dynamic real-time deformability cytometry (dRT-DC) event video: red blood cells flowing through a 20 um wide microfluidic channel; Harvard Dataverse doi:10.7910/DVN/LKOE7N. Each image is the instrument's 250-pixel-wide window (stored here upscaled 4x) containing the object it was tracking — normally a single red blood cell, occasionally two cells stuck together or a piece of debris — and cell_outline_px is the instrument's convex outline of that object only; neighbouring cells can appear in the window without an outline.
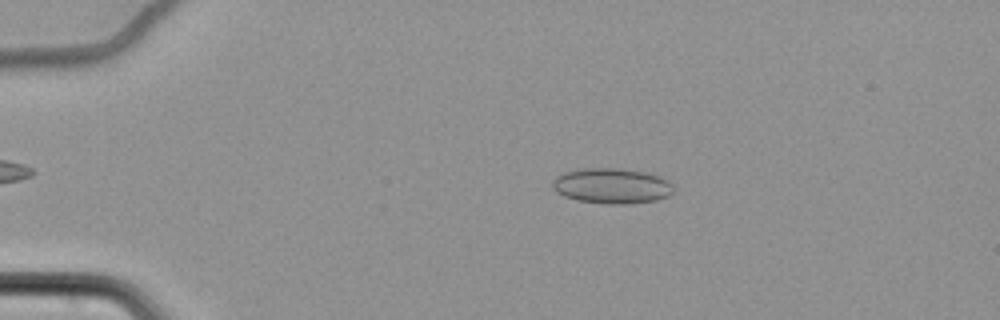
{"species": "common noctule bat (a hibernating species)", "species_latin": "Nyctalus noctula", "temperature_condition": "cold", "stored_images_in_passage": 63, "camera_frame_rate_fps": 3000, "um_per_image_px": 0.085, "animal": {"sex": "female", "body_mass_g": 22.7, "forearm_length_mm": 54.2}, "frame": {"image": 1, "passage_image": 15, "time_ms": 4.667, "image_size_px": [1000, 320], "cell_outline_px": [[672, 192], [668, 196], [656, 200], [628, 204], [608, 204], [576, 200], [564, 196], [556, 192], [552, 188], [552, 180], [556, 176], [564, 172], [584, 168], [620, 168], [644, 172], [668, 180], [672, 184]], "centroid_in_image_um": [51.96, 15.8], "position_along_channel_um": 33.0, "area_um2": 24.97}}
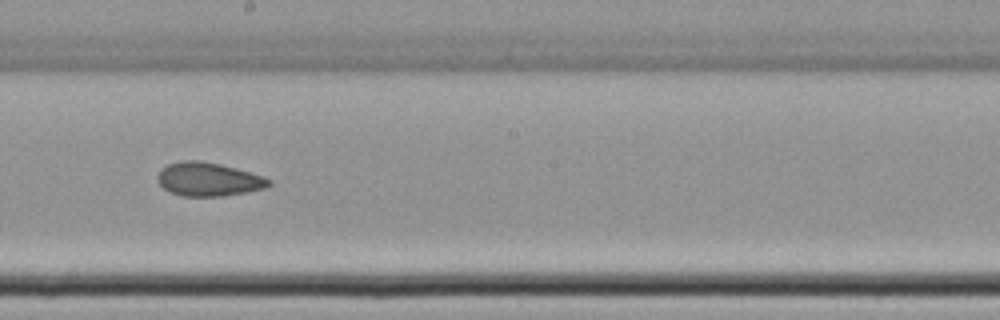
{"frame": {"image": 2, "passage_image": 38, "time_ms": 12.333, "image_size_px": [1000, 320], "cell_outline_px": [[272, 184], [264, 188], [248, 192], [224, 196], [180, 196], [168, 192], [156, 180], [156, 176], [160, 168], [168, 164], [184, 160], [200, 160], [220, 164], [236, 168], [272, 180]], "centroid_in_image_um": [17.67, 15.24], "position_along_channel_um": 230.5, "area_um2": 21.96}}
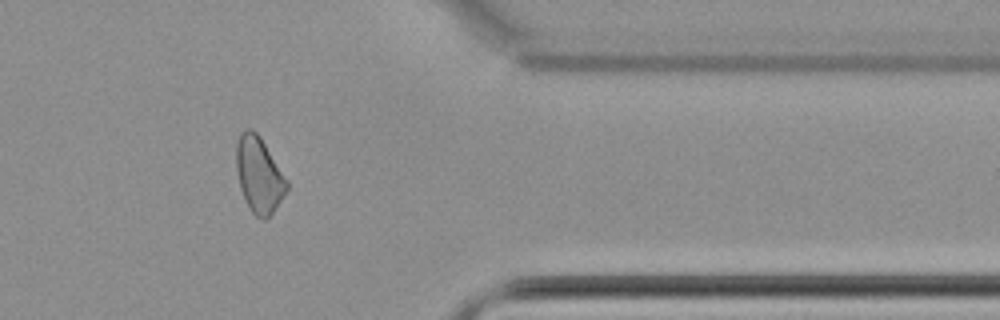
{"frame": {"image": 3, "passage_image": 53, "time_ms": 17.333, "image_size_px": [1000, 320], "cell_outline_px": [[288, 188], [272, 212], [264, 220], [260, 220], [252, 212], [240, 188], [236, 172], [236, 144], [240, 132], [244, 128], [252, 128], [260, 136], [288, 180]], "centroid_in_image_um": [22.0, 14.81], "position_along_channel_um": 389.4, "area_um2": 22.25}, "authors_computed_cell_mechanics": {"area_um2": 22.5998, "velocity_mm_per_s": 3.4626, "shape_relaxation_time_tau1_ms": 9.6659, "shape_relaxation_time_tau2_ms": 4.081, "deformation_change_tau1": 0.0707, "deformation_change_tau2": 0.0793}}